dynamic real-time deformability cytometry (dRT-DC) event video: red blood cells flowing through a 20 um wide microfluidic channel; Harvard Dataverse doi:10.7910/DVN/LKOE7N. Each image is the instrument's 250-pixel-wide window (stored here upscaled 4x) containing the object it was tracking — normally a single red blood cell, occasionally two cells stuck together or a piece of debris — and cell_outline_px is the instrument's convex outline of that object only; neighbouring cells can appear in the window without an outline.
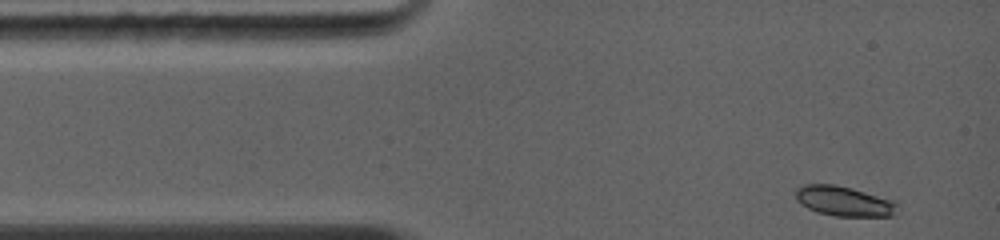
{"species": "common noctule bat (a hibernating species)", "species_latin": "Nyctalus noctula", "temperature_condition": "warm", "stored_images_in_passage": 45, "camera_frame_rate_fps": 5000, "um_per_image_px": 0.085, "animal": {"sex": "female", "body_mass_g": 19.0, "forearm_length_mm": 56.7}, "frame": {"image": 1, "passage_image": 1, "time_ms": 0.0, "image_size_px": [1000, 240], "cell_outline_px": [[900, 212], [892, 216], [832, 216], [816, 212], [800, 204], [796, 200], [796, 188], [800, 184], [836, 184], [852, 188], [896, 200]], "centroid_in_image_um": [71.77, 17.1], "position_along_channel_um": 13.2, "area_um2": 18.26}}
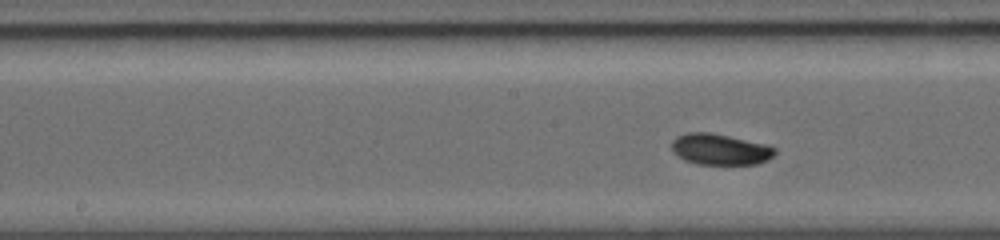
{"frame": {"image": 2, "passage_image": 19, "time_ms": 5.2, "image_size_px": [1000, 240], "cell_outline_px": [[776, 152], [768, 160], [756, 164], [696, 164], [684, 160], [676, 156], [672, 152], [672, 140], [676, 136], [688, 132], [708, 132], [728, 136], [764, 144], [776, 148]], "centroid_in_image_um": [61.16, 12.7], "position_along_channel_um": 187.0, "area_um2": 18.67}}
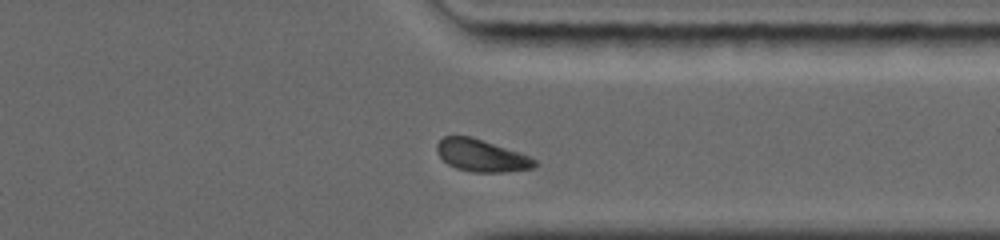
{"frame": {"image": 3, "passage_image": 39, "time_ms": 9.4, "image_size_px": [1000, 240], "cell_outline_px": [[536, 164], [532, 168], [500, 172], [472, 172], [456, 168], [448, 164], [436, 152], [436, 144], [444, 136], [472, 136], [520, 152], [536, 160]], "centroid_in_image_um": [40.89, 13.21], "position_along_channel_um": 370.5, "area_um2": 18.26}, "authors_computed_cell_mechanics": {"area_um2": 18.496, "velocity_mm_per_s": 4.3659, "shape_relaxation_time_tau1_ms": 3.6962, "shape_relaxation_time_tau2_ms": null, "deformation_change_tau1": 0.1254, "deformation_change_tau2": null}}